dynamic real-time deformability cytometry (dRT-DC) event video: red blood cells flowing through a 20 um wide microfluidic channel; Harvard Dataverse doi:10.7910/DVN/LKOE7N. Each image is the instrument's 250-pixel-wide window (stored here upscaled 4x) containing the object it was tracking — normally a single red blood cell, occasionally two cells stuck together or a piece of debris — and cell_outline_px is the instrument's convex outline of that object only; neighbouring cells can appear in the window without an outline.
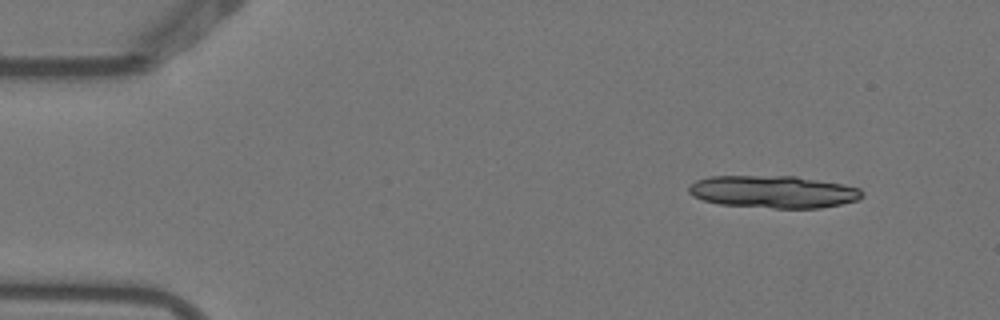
{"species": "Egyptian fruit bat (a non-hibernating species)", "species_latin": "Rousettus aegyptiacus", "temperature_condition": "warm", "stored_images_in_passage": 3, "camera_frame_rate_fps": 3000, "um_per_image_px": 0.085, "animal": {"sex": "female"}, "frame": {"image": 1, "passage_image": 1, "time_ms": 0.0, "image_size_px": [1000, 320], "cell_outline_px": [[864, 196], [860, 200], [820, 208], [772, 208], [720, 204], [704, 200], [692, 196], [688, 192], [688, 184], [696, 180], [708, 176], [796, 176], [844, 184], [860, 188], [864, 192]], "centroid_in_image_um": [65.75, 16.29], "position_along_channel_um": 19.3, "area_um2": 33.06}}